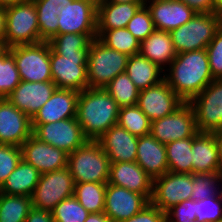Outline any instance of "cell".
<instances>
[{
    "instance_id": "cell-17",
    "label": "cell",
    "mask_w": 222,
    "mask_h": 222,
    "mask_svg": "<svg viewBox=\"0 0 222 222\" xmlns=\"http://www.w3.org/2000/svg\"><path fill=\"white\" fill-rule=\"evenodd\" d=\"M22 159L41 174L67 167L68 154L39 140L33 134L21 145Z\"/></svg>"
},
{
    "instance_id": "cell-15",
    "label": "cell",
    "mask_w": 222,
    "mask_h": 222,
    "mask_svg": "<svg viewBox=\"0 0 222 222\" xmlns=\"http://www.w3.org/2000/svg\"><path fill=\"white\" fill-rule=\"evenodd\" d=\"M185 102L165 79L139 91L137 106L152 122L175 112Z\"/></svg>"
},
{
    "instance_id": "cell-32",
    "label": "cell",
    "mask_w": 222,
    "mask_h": 222,
    "mask_svg": "<svg viewBox=\"0 0 222 222\" xmlns=\"http://www.w3.org/2000/svg\"><path fill=\"white\" fill-rule=\"evenodd\" d=\"M97 39L106 47L132 56L140 51V42L127 28L97 30Z\"/></svg>"
},
{
    "instance_id": "cell-30",
    "label": "cell",
    "mask_w": 222,
    "mask_h": 222,
    "mask_svg": "<svg viewBox=\"0 0 222 222\" xmlns=\"http://www.w3.org/2000/svg\"><path fill=\"white\" fill-rule=\"evenodd\" d=\"M42 41H49L58 35V14L65 0H33Z\"/></svg>"
},
{
    "instance_id": "cell-47",
    "label": "cell",
    "mask_w": 222,
    "mask_h": 222,
    "mask_svg": "<svg viewBox=\"0 0 222 222\" xmlns=\"http://www.w3.org/2000/svg\"><path fill=\"white\" fill-rule=\"evenodd\" d=\"M185 3L195 13H214L212 0H178Z\"/></svg>"
},
{
    "instance_id": "cell-22",
    "label": "cell",
    "mask_w": 222,
    "mask_h": 222,
    "mask_svg": "<svg viewBox=\"0 0 222 222\" xmlns=\"http://www.w3.org/2000/svg\"><path fill=\"white\" fill-rule=\"evenodd\" d=\"M107 183L142 194L149 201L152 196L153 179L136 162L111 163Z\"/></svg>"
},
{
    "instance_id": "cell-11",
    "label": "cell",
    "mask_w": 222,
    "mask_h": 222,
    "mask_svg": "<svg viewBox=\"0 0 222 222\" xmlns=\"http://www.w3.org/2000/svg\"><path fill=\"white\" fill-rule=\"evenodd\" d=\"M192 106L185 102L175 112L151 122L150 134L161 144L194 137L198 133Z\"/></svg>"
},
{
    "instance_id": "cell-41",
    "label": "cell",
    "mask_w": 222,
    "mask_h": 222,
    "mask_svg": "<svg viewBox=\"0 0 222 222\" xmlns=\"http://www.w3.org/2000/svg\"><path fill=\"white\" fill-rule=\"evenodd\" d=\"M126 28L140 43L155 30L150 12L145 5L129 20Z\"/></svg>"
},
{
    "instance_id": "cell-21",
    "label": "cell",
    "mask_w": 222,
    "mask_h": 222,
    "mask_svg": "<svg viewBox=\"0 0 222 222\" xmlns=\"http://www.w3.org/2000/svg\"><path fill=\"white\" fill-rule=\"evenodd\" d=\"M138 138L115 124L96 141L101 145L110 163L136 162Z\"/></svg>"
},
{
    "instance_id": "cell-23",
    "label": "cell",
    "mask_w": 222,
    "mask_h": 222,
    "mask_svg": "<svg viewBox=\"0 0 222 222\" xmlns=\"http://www.w3.org/2000/svg\"><path fill=\"white\" fill-rule=\"evenodd\" d=\"M78 96V91L57 88L31 119V124H47L75 118Z\"/></svg>"
},
{
    "instance_id": "cell-31",
    "label": "cell",
    "mask_w": 222,
    "mask_h": 222,
    "mask_svg": "<svg viewBox=\"0 0 222 222\" xmlns=\"http://www.w3.org/2000/svg\"><path fill=\"white\" fill-rule=\"evenodd\" d=\"M192 137L166 144L168 171L193 174Z\"/></svg>"
},
{
    "instance_id": "cell-50",
    "label": "cell",
    "mask_w": 222,
    "mask_h": 222,
    "mask_svg": "<svg viewBox=\"0 0 222 222\" xmlns=\"http://www.w3.org/2000/svg\"><path fill=\"white\" fill-rule=\"evenodd\" d=\"M85 222H112L104 212L90 213Z\"/></svg>"
},
{
    "instance_id": "cell-28",
    "label": "cell",
    "mask_w": 222,
    "mask_h": 222,
    "mask_svg": "<svg viewBox=\"0 0 222 222\" xmlns=\"http://www.w3.org/2000/svg\"><path fill=\"white\" fill-rule=\"evenodd\" d=\"M40 175L41 173L34 166L21 159L0 187V193L31 197Z\"/></svg>"
},
{
    "instance_id": "cell-25",
    "label": "cell",
    "mask_w": 222,
    "mask_h": 222,
    "mask_svg": "<svg viewBox=\"0 0 222 222\" xmlns=\"http://www.w3.org/2000/svg\"><path fill=\"white\" fill-rule=\"evenodd\" d=\"M144 3L97 1V30H113L127 27L129 20Z\"/></svg>"
},
{
    "instance_id": "cell-18",
    "label": "cell",
    "mask_w": 222,
    "mask_h": 222,
    "mask_svg": "<svg viewBox=\"0 0 222 222\" xmlns=\"http://www.w3.org/2000/svg\"><path fill=\"white\" fill-rule=\"evenodd\" d=\"M31 135V119L6 98H0V144L21 146Z\"/></svg>"
},
{
    "instance_id": "cell-37",
    "label": "cell",
    "mask_w": 222,
    "mask_h": 222,
    "mask_svg": "<svg viewBox=\"0 0 222 222\" xmlns=\"http://www.w3.org/2000/svg\"><path fill=\"white\" fill-rule=\"evenodd\" d=\"M20 82L14 55L8 50L0 57V98H6Z\"/></svg>"
},
{
    "instance_id": "cell-44",
    "label": "cell",
    "mask_w": 222,
    "mask_h": 222,
    "mask_svg": "<svg viewBox=\"0 0 222 222\" xmlns=\"http://www.w3.org/2000/svg\"><path fill=\"white\" fill-rule=\"evenodd\" d=\"M206 53L213 79H222V25L206 47Z\"/></svg>"
},
{
    "instance_id": "cell-20",
    "label": "cell",
    "mask_w": 222,
    "mask_h": 222,
    "mask_svg": "<svg viewBox=\"0 0 222 222\" xmlns=\"http://www.w3.org/2000/svg\"><path fill=\"white\" fill-rule=\"evenodd\" d=\"M148 8L155 29L171 31L190 21L196 14L185 3L178 0H148Z\"/></svg>"
},
{
    "instance_id": "cell-6",
    "label": "cell",
    "mask_w": 222,
    "mask_h": 222,
    "mask_svg": "<svg viewBox=\"0 0 222 222\" xmlns=\"http://www.w3.org/2000/svg\"><path fill=\"white\" fill-rule=\"evenodd\" d=\"M129 56L106 47L97 38L91 41L87 74L89 88H104L117 75L126 71Z\"/></svg>"
},
{
    "instance_id": "cell-7",
    "label": "cell",
    "mask_w": 222,
    "mask_h": 222,
    "mask_svg": "<svg viewBox=\"0 0 222 222\" xmlns=\"http://www.w3.org/2000/svg\"><path fill=\"white\" fill-rule=\"evenodd\" d=\"M5 41L9 48L42 42L33 0L6 8Z\"/></svg>"
},
{
    "instance_id": "cell-10",
    "label": "cell",
    "mask_w": 222,
    "mask_h": 222,
    "mask_svg": "<svg viewBox=\"0 0 222 222\" xmlns=\"http://www.w3.org/2000/svg\"><path fill=\"white\" fill-rule=\"evenodd\" d=\"M188 103L194 110L199 132L211 133L222 129V79H213Z\"/></svg>"
},
{
    "instance_id": "cell-27",
    "label": "cell",
    "mask_w": 222,
    "mask_h": 222,
    "mask_svg": "<svg viewBox=\"0 0 222 222\" xmlns=\"http://www.w3.org/2000/svg\"><path fill=\"white\" fill-rule=\"evenodd\" d=\"M192 166L195 173H216L220 167L214 135L198 132L192 137Z\"/></svg>"
},
{
    "instance_id": "cell-26",
    "label": "cell",
    "mask_w": 222,
    "mask_h": 222,
    "mask_svg": "<svg viewBox=\"0 0 222 222\" xmlns=\"http://www.w3.org/2000/svg\"><path fill=\"white\" fill-rule=\"evenodd\" d=\"M139 53L165 70L176 57L169 31L155 29L140 43Z\"/></svg>"
},
{
    "instance_id": "cell-24",
    "label": "cell",
    "mask_w": 222,
    "mask_h": 222,
    "mask_svg": "<svg viewBox=\"0 0 222 222\" xmlns=\"http://www.w3.org/2000/svg\"><path fill=\"white\" fill-rule=\"evenodd\" d=\"M136 163L154 180L168 172L166 145L151 134L141 136L137 143Z\"/></svg>"
},
{
    "instance_id": "cell-14",
    "label": "cell",
    "mask_w": 222,
    "mask_h": 222,
    "mask_svg": "<svg viewBox=\"0 0 222 222\" xmlns=\"http://www.w3.org/2000/svg\"><path fill=\"white\" fill-rule=\"evenodd\" d=\"M98 0H65L58 14V34H97Z\"/></svg>"
},
{
    "instance_id": "cell-54",
    "label": "cell",
    "mask_w": 222,
    "mask_h": 222,
    "mask_svg": "<svg viewBox=\"0 0 222 222\" xmlns=\"http://www.w3.org/2000/svg\"><path fill=\"white\" fill-rule=\"evenodd\" d=\"M215 13L222 14V0H212Z\"/></svg>"
},
{
    "instance_id": "cell-19",
    "label": "cell",
    "mask_w": 222,
    "mask_h": 222,
    "mask_svg": "<svg viewBox=\"0 0 222 222\" xmlns=\"http://www.w3.org/2000/svg\"><path fill=\"white\" fill-rule=\"evenodd\" d=\"M56 89L53 81H21L6 99L32 119Z\"/></svg>"
},
{
    "instance_id": "cell-42",
    "label": "cell",
    "mask_w": 222,
    "mask_h": 222,
    "mask_svg": "<svg viewBox=\"0 0 222 222\" xmlns=\"http://www.w3.org/2000/svg\"><path fill=\"white\" fill-rule=\"evenodd\" d=\"M22 159L21 146L0 144V187Z\"/></svg>"
},
{
    "instance_id": "cell-52",
    "label": "cell",
    "mask_w": 222,
    "mask_h": 222,
    "mask_svg": "<svg viewBox=\"0 0 222 222\" xmlns=\"http://www.w3.org/2000/svg\"><path fill=\"white\" fill-rule=\"evenodd\" d=\"M26 1H29V0H0V7L7 8V7L14 6L18 3H22Z\"/></svg>"
},
{
    "instance_id": "cell-45",
    "label": "cell",
    "mask_w": 222,
    "mask_h": 222,
    "mask_svg": "<svg viewBox=\"0 0 222 222\" xmlns=\"http://www.w3.org/2000/svg\"><path fill=\"white\" fill-rule=\"evenodd\" d=\"M195 201H182L166 212L167 222H191L196 219Z\"/></svg>"
},
{
    "instance_id": "cell-53",
    "label": "cell",
    "mask_w": 222,
    "mask_h": 222,
    "mask_svg": "<svg viewBox=\"0 0 222 222\" xmlns=\"http://www.w3.org/2000/svg\"><path fill=\"white\" fill-rule=\"evenodd\" d=\"M216 174L218 177L219 195L222 196V166L218 168Z\"/></svg>"
},
{
    "instance_id": "cell-34",
    "label": "cell",
    "mask_w": 222,
    "mask_h": 222,
    "mask_svg": "<svg viewBox=\"0 0 222 222\" xmlns=\"http://www.w3.org/2000/svg\"><path fill=\"white\" fill-rule=\"evenodd\" d=\"M32 207L31 197L0 193V222H25Z\"/></svg>"
},
{
    "instance_id": "cell-40",
    "label": "cell",
    "mask_w": 222,
    "mask_h": 222,
    "mask_svg": "<svg viewBox=\"0 0 222 222\" xmlns=\"http://www.w3.org/2000/svg\"><path fill=\"white\" fill-rule=\"evenodd\" d=\"M218 194V177L216 173L192 174V199L194 201L216 197Z\"/></svg>"
},
{
    "instance_id": "cell-55",
    "label": "cell",
    "mask_w": 222,
    "mask_h": 222,
    "mask_svg": "<svg viewBox=\"0 0 222 222\" xmlns=\"http://www.w3.org/2000/svg\"><path fill=\"white\" fill-rule=\"evenodd\" d=\"M8 50L9 47L6 44V41L0 40V57L3 56Z\"/></svg>"
},
{
    "instance_id": "cell-3",
    "label": "cell",
    "mask_w": 222,
    "mask_h": 222,
    "mask_svg": "<svg viewBox=\"0 0 222 222\" xmlns=\"http://www.w3.org/2000/svg\"><path fill=\"white\" fill-rule=\"evenodd\" d=\"M91 42L78 52H54L50 48L52 81L58 89L78 92L89 88L87 64Z\"/></svg>"
},
{
    "instance_id": "cell-8",
    "label": "cell",
    "mask_w": 222,
    "mask_h": 222,
    "mask_svg": "<svg viewBox=\"0 0 222 222\" xmlns=\"http://www.w3.org/2000/svg\"><path fill=\"white\" fill-rule=\"evenodd\" d=\"M9 50L14 55L21 81H52L50 45L47 41L13 46Z\"/></svg>"
},
{
    "instance_id": "cell-33",
    "label": "cell",
    "mask_w": 222,
    "mask_h": 222,
    "mask_svg": "<svg viewBox=\"0 0 222 222\" xmlns=\"http://www.w3.org/2000/svg\"><path fill=\"white\" fill-rule=\"evenodd\" d=\"M107 183H75L74 197L89 213L104 212Z\"/></svg>"
},
{
    "instance_id": "cell-4",
    "label": "cell",
    "mask_w": 222,
    "mask_h": 222,
    "mask_svg": "<svg viewBox=\"0 0 222 222\" xmlns=\"http://www.w3.org/2000/svg\"><path fill=\"white\" fill-rule=\"evenodd\" d=\"M110 160L97 141L88 140L68 155L67 167L75 183H107Z\"/></svg>"
},
{
    "instance_id": "cell-13",
    "label": "cell",
    "mask_w": 222,
    "mask_h": 222,
    "mask_svg": "<svg viewBox=\"0 0 222 222\" xmlns=\"http://www.w3.org/2000/svg\"><path fill=\"white\" fill-rule=\"evenodd\" d=\"M192 199V174L167 172L153 180L150 203L163 212Z\"/></svg>"
},
{
    "instance_id": "cell-51",
    "label": "cell",
    "mask_w": 222,
    "mask_h": 222,
    "mask_svg": "<svg viewBox=\"0 0 222 222\" xmlns=\"http://www.w3.org/2000/svg\"><path fill=\"white\" fill-rule=\"evenodd\" d=\"M6 8L0 7V40H5Z\"/></svg>"
},
{
    "instance_id": "cell-29",
    "label": "cell",
    "mask_w": 222,
    "mask_h": 222,
    "mask_svg": "<svg viewBox=\"0 0 222 222\" xmlns=\"http://www.w3.org/2000/svg\"><path fill=\"white\" fill-rule=\"evenodd\" d=\"M125 72L139 90L147 89L164 79V70L140 53L129 56Z\"/></svg>"
},
{
    "instance_id": "cell-56",
    "label": "cell",
    "mask_w": 222,
    "mask_h": 222,
    "mask_svg": "<svg viewBox=\"0 0 222 222\" xmlns=\"http://www.w3.org/2000/svg\"><path fill=\"white\" fill-rule=\"evenodd\" d=\"M98 1H107L112 3L144 2L143 0H98Z\"/></svg>"
},
{
    "instance_id": "cell-35",
    "label": "cell",
    "mask_w": 222,
    "mask_h": 222,
    "mask_svg": "<svg viewBox=\"0 0 222 222\" xmlns=\"http://www.w3.org/2000/svg\"><path fill=\"white\" fill-rule=\"evenodd\" d=\"M104 89L111 95L120 108L137 104L140 90L135 86L126 72L117 75Z\"/></svg>"
},
{
    "instance_id": "cell-1",
    "label": "cell",
    "mask_w": 222,
    "mask_h": 222,
    "mask_svg": "<svg viewBox=\"0 0 222 222\" xmlns=\"http://www.w3.org/2000/svg\"><path fill=\"white\" fill-rule=\"evenodd\" d=\"M164 79L184 102H189L213 80L206 49L178 53L164 70Z\"/></svg>"
},
{
    "instance_id": "cell-46",
    "label": "cell",
    "mask_w": 222,
    "mask_h": 222,
    "mask_svg": "<svg viewBox=\"0 0 222 222\" xmlns=\"http://www.w3.org/2000/svg\"><path fill=\"white\" fill-rule=\"evenodd\" d=\"M121 222H167V216L165 212L149 203L140 212Z\"/></svg>"
},
{
    "instance_id": "cell-49",
    "label": "cell",
    "mask_w": 222,
    "mask_h": 222,
    "mask_svg": "<svg viewBox=\"0 0 222 222\" xmlns=\"http://www.w3.org/2000/svg\"><path fill=\"white\" fill-rule=\"evenodd\" d=\"M214 135V140L217 146L218 161L220 167L222 166V129L211 132Z\"/></svg>"
},
{
    "instance_id": "cell-16",
    "label": "cell",
    "mask_w": 222,
    "mask_h": 222,
    "mask_svg": "<svg viewBox=\"0 0 222 222\" xmlns=\"http://www.w3.org/2000/svg\"><path fill=\"white\" fill-rule=\"evenodd\" d=\"M149 203L150 201L142 194L107 183L104 214L112 222L131 218Z\"/></svg>"
},
{
    "instance_id": "cell-5",
    "label": "cell",
    "mask_w": 222,
    "mask_h": 222,
    "mask_svg": "<svg viewBox=\"0 0 222 222\" xmlns=\"http://www.w3.org/2000/svg\"><path fill=\"white\" fill-rule=\"evenodd\" d=\"M222 25V14L196 13L179 28L170 31L176 53L206 49Z\"/></svg>"
},
{
    "instance_id": "cell-39",
    "label": "cell",
    "mask_w": 222,
    "mask_h": 222,
    "mask_svg": "<svg viewBox=\"0 0 222 222\" xmlns=\"http://www.w3.org/2000/svg\"><path fill=\"white\" fill-rule=\"evenodd\" d=\"M96 38L97 34L64 33L54 36L48 43L54 52H78Z\"/></svg>"
},
{
    "instance_id": "cell-38",
    "label": "cell",
    "mask_w": 222,
    "mask_h": 222,
    "mask_svg": "<svg viewBox=\"0 0 222 222\" xmlns=\"http://www.w3.org/2000/svg\"><path fill=\"white\" fill-rule=\"evenodd\" d=\"M89 214L74 196L62 200L52 210L55 222H85Z\"/></svg>"
},
{
    "instance_id": "cell-36",
    "label": "cell",
    "mask_w": 222,
    "mask_h": 222,
    "mask_svg": "<svg viewBox=\"0 0 222 222\" xmlns=\"http://www.w3.org/2000/svg\"><path fill=\"white\" fill-rule=\"evenodd\" d=\"M117 124L137 137L150 134L151 121L137 105L121 107Z\"/></svg>"
},
{
    "instance_id": "cell-48",
    "label": "cell",
    "mask_w": 222,
    "mask_h": 222,
    "mask_svg": "<svg viewBox=\"0 0 222 222\" xmlns=\"http://www.w3.org/2000/svg\"><path fill=\"white\" fill-rule=\"evenodd\" d=\"M25 222H55L52 211L32 207L28 213Z\"/></svg>"
},
{
    "instance_id": "cell-43",
    "label": "cell",
    "mask_w": 222,
    "mask_h": 222,
    "mask_svg": "<svg viewBox=\"0 0 222 222\" xmlns=\"http://www.w3.org/2000/svg\"><path fill=\"white\" fill-rule=\"evenodd\" d=\"M196 219L202 222H218L222 218V196L195 201Z\"/></svg>"
},
{
    "instance_id": "cell-57",
    "label": "cell",
    "mask_w": 222,
    "mask_h": 222,
    "mask_svg": "<svg viewBox=\"0 0 222 222\" xmlns=\"http://www.w3.org/2000/svg\"><path fill=\"white\" fill-rule=\"evenodd\" d=\"M191 222H202V221L197 220V219H194V220H193V221H191Z\"/></svg>"
},
{
    "instance_id": "cell-9",
    "label": "cell",
    "mask_w": 222,
    "mask_h": 222,
    "mask_svg": "<svg viewBox=\"0 0 222 222\" xmlns=\"http://www.w3.org/2000/svg\"><path fill=\"white\" fill-rule=\"evenodd\" d=\"M74 188L68 167L41 174L31 195L32 206L52 211L59 202L74 195Z\"/></svg>"
},
{
    "instance_id": "cell-2",
    "label": "cell",
    "mask_w": 222,
    "mask_h": 222,
    "mask_svg": "<svg viewBox=\"0 0 222 222\" xmlns=\"http://www.w3.org/2000/svg\"><path fill=\"white\" fill-rule=\"evenodd\" d=\"M120 107L104 88H87L79 92L76 119L84 136L96 141L117 124Z\"/></svg>"
},
{
    "instance_id": "cell-12",
    "label": "cell",
    "mask_w": 222,
    "mask_h": 222,
    "mask_svg": "<svg viewBox=\"0 0 222 222\" xmlns=\"http://www.w3.org/2000/svg\"><path fill=\"white\" fill-rule=\"evenodd\" d=\"M31 126L35 137L60 148L68 155L88 141L76 117L47 124H31Z\"/></svg>"
}]
</instances>
